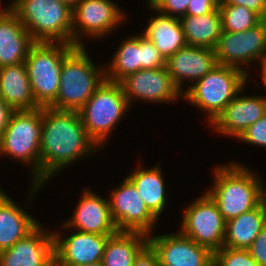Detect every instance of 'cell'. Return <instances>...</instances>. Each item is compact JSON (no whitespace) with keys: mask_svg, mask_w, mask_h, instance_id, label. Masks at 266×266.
<instances>
[{"mask_svg":"<svg viewBox=\"0 0 266 266\" xmlns=\"http://www.w3.org/2000/svg\"><path fill=\"white\" fill-rule=\"evenodd\" d=\"M14 110L0 97V136L9 123Z\"/></svg>","mask_w":266,"mask_h":266,"instance_id":"38","label":"cell"},{"mask_svg":"<svg viewBox=\"0 0 266 266\" xmlns=\"http://www.w3.org/2000/svg\"><path fill=\"white\" fill-rule=\"evenodd\" d=\"M35 42L73 45V8L59 0H12L6 4Z\"/></svg>","mask_w":266,"mask_h":266,"instance_id":"4","label":"cell"},{"mask_svg":"<svg viewBox=\"0 0 266 266\" xmlns=\"http://www.w3.org/2000/svg\"><path fill=\"white\" fill-rule=\"evenodd\" d=\"M40 137V185L43 186L66 167L101 150L88 136L78 111L42 107Z\"/></svg>","mask_w":266,"mask_h":266,"instance_id":"1","label":"cell"},{"mask_svg":"<svg viewBox=\"0 0 266 266\" xmlns=\"http://www.w3.org/2000/svg\"><path fill=\"white\" fill-rule=\"evenodd\" d=\"M120 40V46L118 45L108 64H104L106 80L118 83L140 70L141 32Z\"/></svg>","mask_w":266,"mask_h":266,"instance_id":"28","label":"cell"},{"mask_svg":"<svg viewBox=\"0 0 266 266\" xmlns=\"http://www.w3.org/2000/svg\"><path fill=\"white\" fill-rule=\"evenodd\" d=\"M249 146L263 147L266 149V114L250 125L237 139Z\"/></svg>","mask_w":266,"mask_h":266,"instance_id":"32","label":"cell"},{"mask_svg":"<svg viewBox=\"0 0 266 266\" xmlns=\"http://www.w3.org/2000/svg\"><path fill=\"white\" fill-rule=\"evenodd\" d=\"M149 243L142 232L118 231L105 244L103 266H133L138 253Z\"/></svg>","mask_w":266,"mask_h":266,"instance_id":"27","label":"cell"},{"mask_svg":"<svg viewBox=\"0 0 266 266\" xmlns=\"http://www.w3.org/2000/svg\"><path fill=\"white\" fill-rule=\"evenodd\" d=\"M219 65L236 67L252 80L251 66L266 57V27L263 21L242 32H221L215 48ZM250 68V69H249ZM249 69V70H248ZM251 75V76H250Z\"/></svg>","mask_w":266,"mask_h":266,"instance_id":"11","label":"cell"},{"mask_svg":"<svg viewBox=\"0 0 266 266\" xmlns=\"http://www.w3.org/2000/svg\"><path fill=\"white\" fill-rule=\"evenodd\" d=\"M0 186V252L11 248L40 222ZM21 206V207H20Z\"/></svg>","mask_w":266,"mask_h":266,"instance_id":"21","label":"cell"},{"mask_svg":"<svg viewBox=\"0 0 266 266\" xmlns=\"http://www.w3.org/2000/svg\"><path fill=\"white\" fill-rule=\"evenodd\" d=\"M186 45L215 49L222 32L219 8L204 15L179 18Z\"/></svg>","mask_w":266,"mask_h":266,"instance_id":"26","label":"cell"},{"mask_svg":"<svg viewBox=\"0 0 266 266\" xmlns=\"http://www.w3.org/2000/svg\"><path fill=\"white\" fill-rule=\"evenodd\" d=\"M60 2H63L67 4L68 6L74 8L78 0H59Z\"/></svg>","mask_w":266,"mask_h":266,"instance_id":"40","label":"cell"},{"mask_svg":"<svg viewBox=\"0 0 266 266\" xmlns=\"http://www.w3.org/2000/svg\"><path fill=\"white\" fill-rule=\"evenodd\" d=\"M247 86L249 85L246 84L238 92L210 125V129L218 135L237 140L250 125L266 114V96L245 95Z\"/></svg>","mask_w":266,"mask_h":266,"instance_id":"15","label":"cell"},{"mask_svg":"<svg viewBox=\"0 0 266 266\" xmlns=\"http://www.w3.org/2000/svg\"><path fill=\"white\" fill-rule=\"evenodd\" d=\"M219 164L213 168V182L206 192L227 222L256 208L266 198V184L260 174L241 161Z\"/></svg>","mask_w":266,"mask_h":266,"instance_id":"2","label":"cell"},{"mask_svg":"<svg viewBox=\"0 0 266 266\" xmlns=\"http://www.w3.org/2000/svg\"><path fill=\"white\" fill-rule=\"evenodd\" d=\"M147 3L146 4H150L152 2V0H145Z\"/></svg>","mask_w":266,"mask_h":266,"instance_id":"44","label":"cell"},{"mask_svg":"<svg viewBox=\"0 0 266 266\" xmlns=\"http://www.w3.org/2000/svg\"><path fill=\"white\" fill-rule=\"evenodd\" d=\"M130 107L139 100L145 104H170L183 99L167 67L141 69L120 82ZM134 100V101H133Z\"/></svg>","mask_w":266,"mask_h":266,"instance_id":"14","label":"cell"},{"mask_svg":"<svg viewBox=\"0 0 266 266\" xmlns=\"http://www.w3.org/2000/svg\"><path fill=\"white\" fill-rule=\"evenodd\" d=\"M126 18L114 0H78L73 8V45L85 46V38L100 41L113 35Z\"/></svg>","mask_w":266,"mask_h":266,"instance_id":"10","label":"cell"},{"mask_svg":"<svg viewBox=\"0 0 266 266\" xmlns=\"http://www.w3.org/2000/svg\"><path fill=\"white\" fill-rule=\"evenodd\" d=\"M222 31L242 32L253 28L262 21V17L253 10L232 4H219Z\"/></svg>","mask_w":266,"mask_h":266,"instance_id":"29","label":"cell"},{"mask_svg":"<svg viewBox=\"0 0 266 266\" xmlns=\"http://www.w3.org/2000/svg\"><path fill=\"white\" fill-rule=\"evenodd\" d=\"M262 21L264 22L265 27H266V14L262 17Z\"/></svg>","mask_w":266,"mask_h":266,"instance_id":"43","label":"cell"},{"mask_svg":"<svg viewBox=\"0 0 266 266\" xmlns=\"http://www.w3.org/2000/svg\"><path fill=\"white\" fill-rule=\"evenodd\" d=\"M130 108L121 84L105 79L78 112L88 136L102 149Z\"/></svg>","mask_w":266,"mask_h":266,"instance_id":"7","label":"cell"},{"mask_svg":"<svg viewBox=\"0 0 266 266\" xmlns=\"http://www.w3.org/2000/svg\"><path fill=\"white\" fill-rule=\"evenodd\" d=\"M39 223L11 248L0 252V266H54L53 230Z\"/></svg>","mask_w":266,"mask_h":266,"instance_id":"17","label":"cell"},{"mask_svg":"<svg viewBox=\"0 0 266 266\" xmlns=\"http://www.w3.org/2000/svg\"><path fill=\"white\" fill-rule=\"evenodd\" d=\"M60 228L53 230L54 266H81L102 262L105 244L112 235H99L81 232L67 227L63 222ZM60 230V231H59Z\"/></svg>","mask_w":266,"mask_h":266,"instance_id":"13","label":"cell"},{"mask_svg":"<svg viewBox=\"0 0 266 266\" xmlns=\"http://www.w3.org/2000/svg\"><path fill=\"white\" fill-rule=\"evenodd\" d=\"M133 266H160L159 257L150 243L138 253Z\"/></svg>","mask_w":266,"mask_h":266,"instance_id":"36","label":"cell"},{"mask_svg":"<svg viewBox=\"0 0 266 266\" xmlns=\"http://www.w3.org/2000/svg\"><path fill=\"white\" fill-rule=\"evenodd\" d=\"M249 83L242 70L217 64L183 93V100L205 114L210 126L238 92Z\"/></svg>","mask_w":266,"mask_h":266,"instance_id":"6","label":"cell"},{"mask_svg":"<svg viewBox=\"0 0 266 266\" xmlns=\"http://www.w3.org/2000/svg\"><path fill=\"white\" fill-rule=\"evenodd\" d=\"M166 66V60L152 41L141 33V69H156Z\"/></svg>","mask_w":266,"mask_h":266,"instance_id":"31","label":"cell"},{"mask_svg":"<svg viewBox=\"0 0 266 266\" xmlns=\"http://www.w3.org/2000/svg\"><path fill=\"white\" fill-rule=\"evenodd\" d=\"M183 210L178 230L212 253L224 247L226 221L217 203L205 191Z\"/></svg>","mask_w":266,"mask_h":266,"instance_id":"9","label":"cell"},{"mask_svg":"<svg viewBox=\"0 0 266 266\" xmlns=\"http://www.w3.org/2000/svg\"><path fill=\"white\" fill-rule=\"evenodd\" d=\"M81 266H103V264H102V262H97V263L81 265Z\"/></svg>","mask_w":266,"mask_h":266,"instance_id":"41","label":"cell"},{"mask_svg":"<svg viewBox=\"0 0 266 266\" xmlns=\"http://www.w3.org/2000/svg\"><path fill=\"white\" fill-rule=\"evenodd\" d=\"M137 163V167L126 177L134 184L148 209L159 219L162 212H165L169 198L161 165L155 164L148 168L143 167L139 160Z\"/></svg>","mask_w":266,"mask_h":266,"instance_id":"23","label":"cell"},{"mask_svg":"<svg viewBox=\"0 0 266 266\" xmlns=\"http://www.w3.org/2000/svg\"><path fill=\"white\" fill-rule=\"evenodd\" d=\"M0 97L14 110H34L36 103L25 63L0 67Z\"/></svg>","mask_w":266,"mask_h":266,"instance_id":"24","label":"cell"},{"mask_svg":"<svg viewBox=\"0 0 266 266\" xmlns=\"http://www.w3.org/2000/svg\"><path fill=\"white\" fill-rule=\"evenodd\" d=\"M35 43L18 16L3 4L0 8V67L24 63Z\"/></svg>","mask_w":266,"mask_h":266,"instance_id":"20","label":"cell"},{"mask_svg":"<svg viewBox=\"0 0 266 266\" xmlns=\"http://www.w3.org/2000/svg\"><path fill=\"white\" fill-rule=\"evenodd\" d=\"M108 199L113 222L118 231L142 232L156 230L158 218L148 209L134 184L126 177L109 190Z\"/></svg>","mask_w":266,"mask_h":266,"instance_id":"12","label":"cell"},{"mask_svg":"<svg viewBox=\"0 0 266 266\" xmlns=\"http://www.w3.org/2000/svg\"><path fill=\"white\" fill-rule=\"evenodd\" d=\"M207 266H219L215 260H213L209 265Z\"/></svg>","mask_w":266,"mask_h":266,"instance_id":"42","label":"cell"},{"mask_svg":"<svg viewBox=\"0 0 266 266\" xmlns=\"http://www.w3.org/2000/svg\"><path fill=\"white\" fill-rule=\"evenodd\" d=\"M217 64L215 49L191 45H185L166 61L168 72L182 94Z\"/></svg>","mask_w":266,"mask_h":266,"instance_id":"19","label":"cell"},{"mask_svg":"<svg viewBox=\"0 0 266 266\" xmlns=\"http://www.w3.org/2000/svg\"><path fill=\"white\" fill-rule=\"evenodd\" d=\"M259 65L260 67H258V69L261 68V70L258 71V73H260L261 76L260 79L262 82L260 84H263L264 87L266 88V57L262 60V62Z\"/></svg>","mask_w":266,"mask_h":266,"instance_id":"39","label":"cell"},{"mask_svg":"<svg viewBox=\"0 0 266 266\" xmlns=\"http://www.w3.org/2000/svg\"><path fill=\"white\" fill-rule=\"evenodd\" d=\"M41 127L42 107L34 110L14 111L0 136V157L14 158L31 171L28 198H25L22 204L26 208L30 206L35 196H38V191L44 188L40 185Z\"/></svg>","mask_w":266,"mask_h":266,"instance_id":"3","label":"cell"},{"mask_svg":"<svg viewBox=\"0 0 266 266\" xmlns=\"http://www.w3.org/2000/svg\"><path fill=\"white\" fill-rule=\"evenodd\" d=\"M266 226V198L253 210L226 222L224 247L248 249Z\"/></svg>","mask_w":266,"mask_h":266,"instance_id":"25","label":"cell"},{"mask_svg":"<svg viewBox=\"0 0 266 266\" xmlns=\"http://www.w3.org/2000/svg\"><path fill=\"white\" fill-rule=\"evenodd\" d=\"M148 240L159 257L160 266H207L214 260V253L178 229L172 234H150Z\"/></svg>","mask_w":266,"mask_h":266,"instance_id":"16","label":"cell"},{"mask_svg":"<svg viewBox=\"0 0 266 266\" xmlns=\"http://www.w3.org/2000/svg\"><path fill=\"white\" fill-rule=\"evenodd\" d=\"M85 47L77 46L64 59L59 91L48 107L79 111L106 79L104 64L96 65Z\"/></svg>","mask_w":266,"mask_h":266,"instance_id":"5","label":"cell"},{"mask_svg":"<svg viewBox=\"0 0 266 266\" xmlns=\"http://www.w3.org/2000/svg\"><path fill=\"white\" fill-rule=\"evenodd\" d=\"M219 4H232L249 8L263 17L266 14L265 0H220Z\"/></svg>","mask_w":266,"mask_h":266,"instance_id":"37","label":"cell"},{"mask_svg":"<svg viewBox=\"0 0 266 266\" xmlns=\"http://www.w3.org/2000/svg\"><path fill=\"white\" fill-rule=\"evenodd\" d=\"M214 260L219 266H260L248 249L223 247L214 253Z\"/></svg>","mask_w":266,"mask_h":266,"instance_id":"30","label":"cell"},{"mask_svg":"<svg viewBox=\"0 0 266 266\" xmlns=\"http://www.w3.org/2000/svg\"><path fill=\"white\" fill-rule=\"evenodd\" d=\"M77 46L69 43L36 42L25 60L33 97L48 107L57 97L64 59Z\"/></svg>","mask_w":266,"mask_h":266,"instance_id":"8","label":"cell"},{"mask_svg":"<svg viewBox=\"0 0 266 266\" xmlns=\"http://www.w3.org/2000/svg\"><path fill=\"white\" fill-rule=\"evenodd\" d=\"M248 250L260 266H266V226L260 231Z\"/></svg>","mask_w":266,"mask_h":266,"instance_id":"34","label":"cell"},{"mask_svg":"<svg viewBox=\"0 0 266 266\" xmlns=\"http://www.w3.org/2000/svg\"><path fill=\"white\" fill-rule=\"evenodd\" d=\"M73 211L72 216L63 222L70 229L99 235H114L118 232L111 217L108 196L104 198L98 195L90 186L82 189Z\"/></svg>","mask_w":266,"mask_h":266,"instance_id":"18","label":"cell"},{"mask_svg":"<svg viewBox=\"0 0 266 266\" xmlns=\"http://www.w3.org/2000/svg\"><path fill=\"white\" fill-rule=\"evenodd\" d=\"M147 6L154 14L148 20L145 29H141V33L153 42L167 61L186 45L181 22L177 17L159 13L150 4Z\"/></svg>","mask_w":266,"mask_h":266,"instance_id":"22","label":"cell"},{"mask_svg":"<svg viewBox=\"0 0 266 266\" xmlns=\"http://www.w3.org/2000/svg\"><path fill=\"white\" fill-rule=\"evenodd\" d=\"M220 0H190L186 15L200 16L217 10Z\"/></svg>","mask_w":266,"mask_h":266,"instance_id":"35","label":"cell"},{"mask_svg":"<svg viewBox=\"0 0 266 266\" xmlns=\"http://www.w3.org/2000/svg\"><path fill=\"white\" fill-rule=\"evenodd\" d=\"M190 0H153L150 5L159 13L181 18L186 15Z\"/></svg>","mask_w":266,"mask_h":266,"instance_id":"33","label":"cell"}]
</instances>
